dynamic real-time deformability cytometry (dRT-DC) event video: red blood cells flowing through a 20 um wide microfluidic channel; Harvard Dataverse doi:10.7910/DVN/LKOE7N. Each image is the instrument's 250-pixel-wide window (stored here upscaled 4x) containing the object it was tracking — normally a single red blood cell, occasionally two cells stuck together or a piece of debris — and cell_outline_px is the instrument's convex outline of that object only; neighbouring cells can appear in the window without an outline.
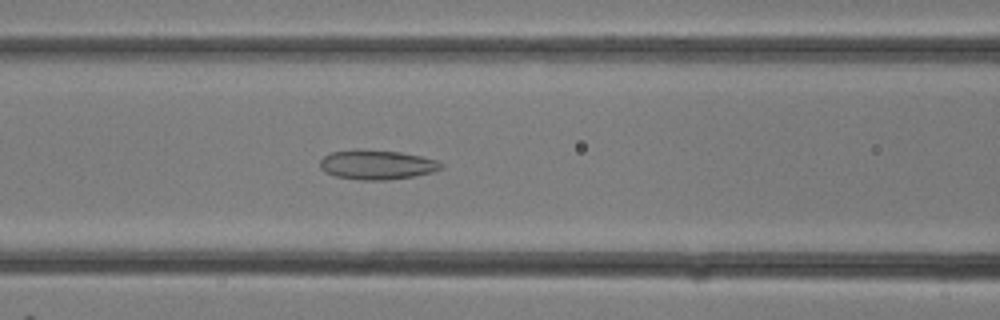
{"species": "common noctule bat (a hibernating species)", "species_latin": "Nyctalus noctula", "temperature_condition": "room temperature", "stored_images_in_passage": 13, "camera_frame_rate_fps": 3000, "um_per_image_px": 0.085, "animal": {"sex": "female"}, "frame": {"image": 1, "passage_image": 11, "time_ms": 3.333, "image_size_px": [1000, 320], "cell_outline_px": [[444, 168], [432, 172], [416, 176], [388, 180], [360, 180], [336, 176], [324, 172], [320, 168], [320, 160], [324, 156], [332, 152], [356, 148], [360, 148], [400, 152], [420, 156], [436, 160], [444, 164]], "centroid_in_image_um": [32.03, 13.99], "position_along_channel_um": 134.6, "area_um2": 21.15}}
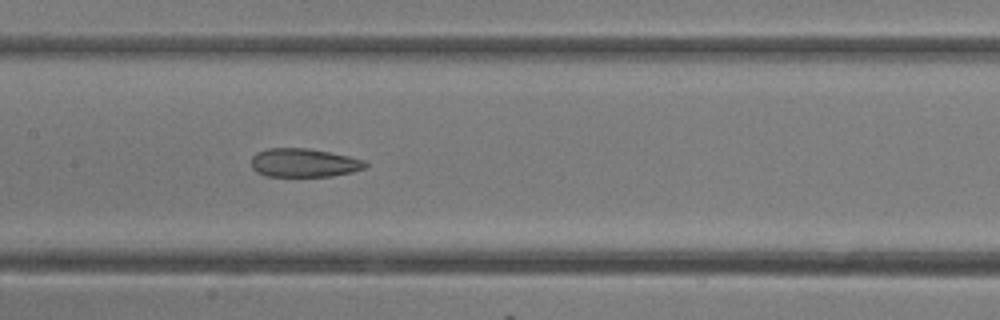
{"frame": {"image": 2, "passage_image": 13, "time_ms": 4.0, "image_size_px": [1000, 320], "cell_outline_px": [[368, 164], [364, 168], [352, 172], [332, 176], [264, 176], [256, 172], [252, 168], [252, 156], [256, 152], [268, 148], [308, 148], [348, 156], [364, 160]], "centroid_in_image_um": [25.8, 13.84], "position_along_channel_um": 181.6, "area_um2": 19.02}}